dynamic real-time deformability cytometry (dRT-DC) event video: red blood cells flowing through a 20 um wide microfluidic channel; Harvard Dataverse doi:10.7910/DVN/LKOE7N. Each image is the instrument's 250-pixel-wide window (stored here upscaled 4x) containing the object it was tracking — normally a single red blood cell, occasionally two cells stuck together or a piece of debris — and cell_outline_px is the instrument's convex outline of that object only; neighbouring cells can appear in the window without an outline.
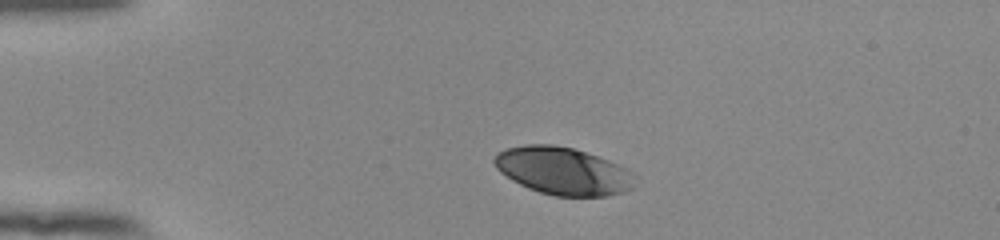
{"species": "human", "species_latin": "Homo sapiens", "temperature_condition": "room temperature", "stored_images_in_passage": 42, "camera_frame_rate_fps": 3000, "um_per_image_px": 0.085, "donor": {"sex": "female"}, "frame": {"image": 1, "passage_image": 1, "time_ms": 0.0, "image_size_px": [1000, 240], "cell_outline_px": [[632, 188], [624, 192], [608, 196], [556, 196], [540, 192], [528, 188], [512, 180], [500, 172], [496, 168], [492, 160], [496, 152], [508, 148], [524, 144], [552, 144], [572, 148], [608, 160], [624, 168], [628, 172]], "centroid_in_image_um": [47.75, 14.53], "position_along_channel_um": 37.3, "area_um2": 38.38}}
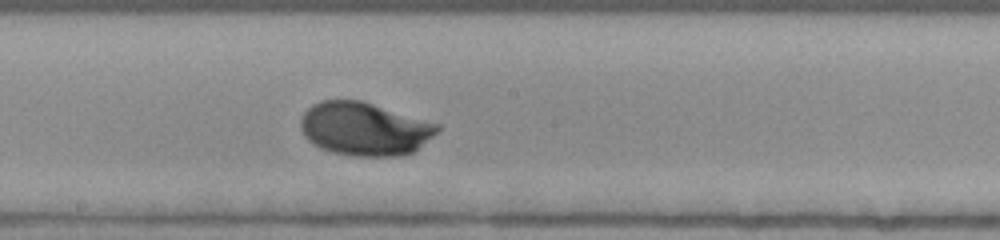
{"frame": {"image": 2, "passage_image": 19, "time_ms": 6.0, "image_size_px": [1000, 240], "cell_outline_px": [[440, 128], [416, 152], [404, 156], [352, 156], [332, 152], [320, 148], [308, 140], [304, 136], [300, 128], [300, 120], [304, 112], [312, 104], [320, 100], [360, 100], [440, 124]], "centroid_in_image_um": [30.98, 10.96], "position_along_channel_um": 217.2, "area_um2": 42.66}}
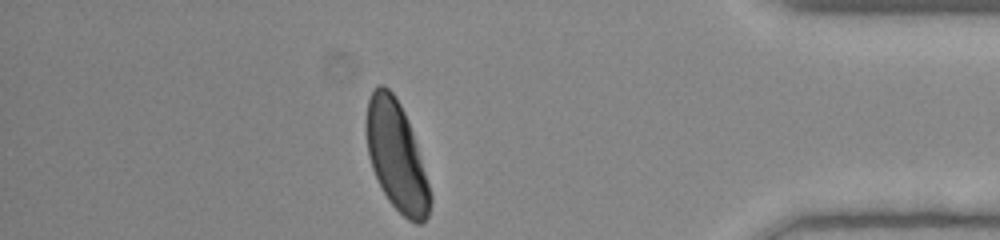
{"frame": {"image": 3, "passage_image": 36, "time_ms": 11.667, "image_size_px": [1000, 240], "cell_outline_px": [[432, 204], [428, 216], [420, 224], [416, 224], [408, 220], [388, 200], [372, 168], [368, 156], [368, 100], [372, 92], [380, 84], [384, 84], [392, 92], [400, 104], [404, 112], [412, 132], [432, 196]], "centroid_in_image_um": [33.73, 13.32], "position_along_channel_um": 401.5, "area_um2": 39.48}, "authors_computed_cell_mechanics": {"area_um2": 40.5467, "velocity_mm_per_s": 3.8167, "shape_relaxation_time_tau1_ms": 2.0606, "shape_relaxation_time_tau2_ms": null, "deformation_change_tau1": 0.1423, "deformation_change_tau2": null}}